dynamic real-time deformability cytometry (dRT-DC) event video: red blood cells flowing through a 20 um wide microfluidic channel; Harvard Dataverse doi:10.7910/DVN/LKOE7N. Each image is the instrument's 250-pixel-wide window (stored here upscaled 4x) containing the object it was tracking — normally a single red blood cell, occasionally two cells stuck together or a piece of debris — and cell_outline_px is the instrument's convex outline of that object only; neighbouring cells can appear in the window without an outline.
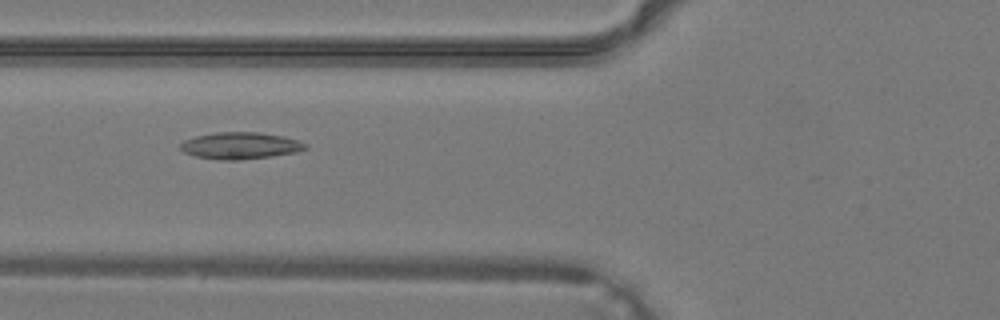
{"species": "common noctule bat (a hibernating species)", "species_latin": "Nyctalus noctula", "temperature_condition": "warm", "stored_images_in_passage": 31, "camera_frame_rate_fps": 3000, "um_per_image_px": 0.085, "animal": {"sex": "male", "body_mass_g": 19.2, "forearm_length_mm": 51.8}, "frame": {"image": 1, "passage_image": 7, "time_ms": 2.0, "image_size_px": [1000, 320], "cell_outline_px": [[308, 148], [296, 152], [272, 156], [240, 160], [220, 160], [196, 156], [184, 152], [180, 148], [180, 144], [184, 140], [196, 136], [216, 132], [256, 132], [284, 136], [300, 140], [308, 144]], "centroid_in_image_um": [20.46, 12.38], "position_along_channel_um": 105.3, "area_um2": 19.59}}
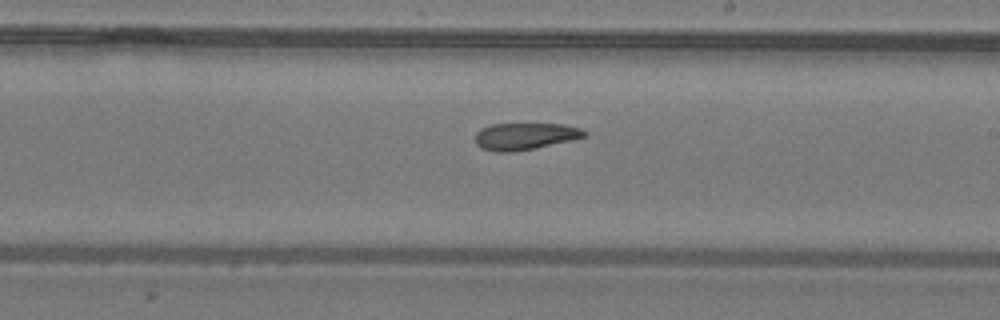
{"frame": {"image": 2, "passage_image": 15, "time_ms": 4.667, "image_size_px": [1000, 320], "cell_outline_px": [[588, 136], [536, 148], [512, 152], [492, 152], [480, 148], [476, 144], [476, 132], [480, 128], [492, 124], [564, 124], [580, 128], [588, 132]], "centroid_in_image_um": [44.61, 11.59], "position_along_channel_um": 244.4, "area_um2": 17.28}}
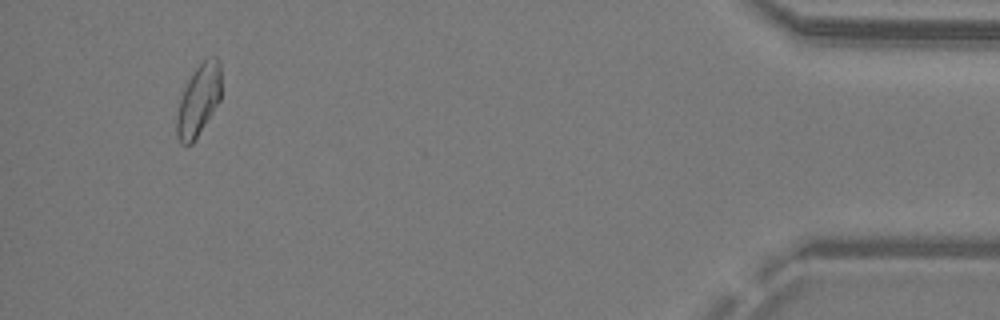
{"frame": {"image": 3, "passage_image": 29, "time_ms": 9.333, "image_size_px": [1000, 320], "cell_outline_px": [[220, 100], [192, 144], [180, 144], [176, 136], [176, 116], [180, 100], [184, 88], [192, 72], [208, 56], [216, 56], [220, 60]], "centroid_in_image_um": [16.87, 8.5], "position_along_channel_um": 418.3, "area_um2": 18.44}}